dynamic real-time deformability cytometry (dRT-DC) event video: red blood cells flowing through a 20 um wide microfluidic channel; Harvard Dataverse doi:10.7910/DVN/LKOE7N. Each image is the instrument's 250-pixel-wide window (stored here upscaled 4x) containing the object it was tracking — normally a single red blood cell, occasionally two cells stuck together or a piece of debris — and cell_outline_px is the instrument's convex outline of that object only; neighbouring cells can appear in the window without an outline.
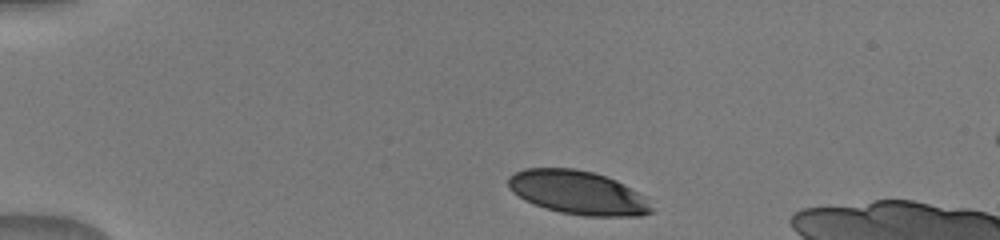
{"species": "human", "species_latin": "Homo sapiens", "temperature_condition": "warm", "stored_images_in_passage": 40, "camera_frame_rate_fps": 3000, "um_per_image_px": 0.085, "donor": {"sex": "male"}, "frame": {"image": 1, "passage_image": 1, "time_ms": 0.0, "image_size_px": [1000, 240], "cell_outline_px": [[656, 212], [640, 216], [584, 216], [560, 212], [544, 208], [532, 204], [524, 200], [512, 192], [508, 188], [508, 176], [524, 168], [576, 168], [592, 172], [616, 180], [624, 184], [644, 196]], "centroid_in_image_um": [49.11, 16.38], "position_along_channel_um": 35.9, "area_um2": 36.7}}
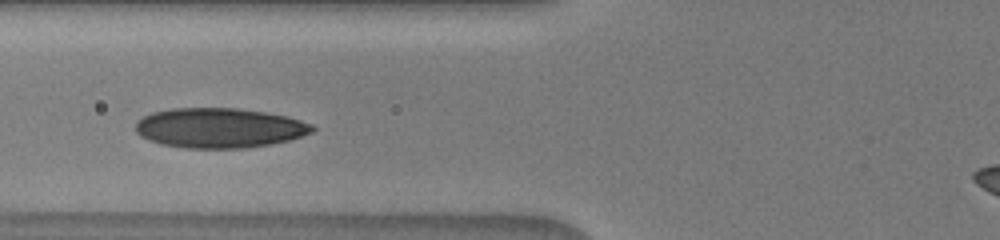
{"frame": {"image": 2, "passage_image": 11, "time_ms": 3.333, "image_size_px": [1000, 240], "cell_outline_px": [[316, 128], [312, 132], [288, 140], [272, 144], [244, 148], [184, 148], [160, 144], [148, 140], [140, 136], [136, 132], [136, 120], [152, 112], [172, 108], [240, 108], [288, 116], [312, 124]], "centroid_in_image_um": [18.62, 10.87], "position_along_channel_um": 107.2, "area_um2": 41.27}}
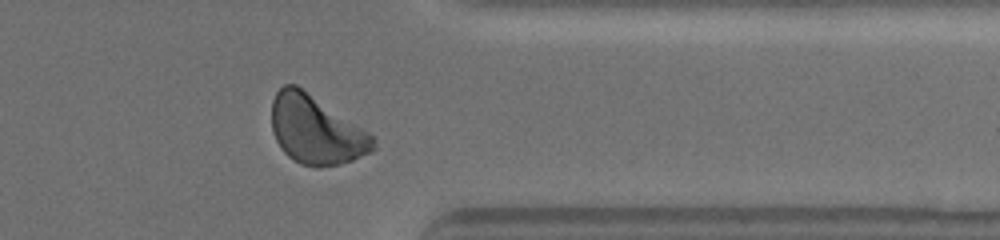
{"frame": {"image": 3, "passage_image": 32, "time_ms": 10.333, "image_size_px": [1000, 240], "cell_outline_px": [[376, 148], [352, 160], [320, 168], [316, 168], [300, 164], [288, 156], [280, 148], [272, 132], [272, 100], [276, 92], [284, 84], [296, 84], [368, 132], [372, 136]], "centroid_in_image_um": [26.8, 11.05], "position_along_channel_um": 384.6, "area_um2": 40.11}}